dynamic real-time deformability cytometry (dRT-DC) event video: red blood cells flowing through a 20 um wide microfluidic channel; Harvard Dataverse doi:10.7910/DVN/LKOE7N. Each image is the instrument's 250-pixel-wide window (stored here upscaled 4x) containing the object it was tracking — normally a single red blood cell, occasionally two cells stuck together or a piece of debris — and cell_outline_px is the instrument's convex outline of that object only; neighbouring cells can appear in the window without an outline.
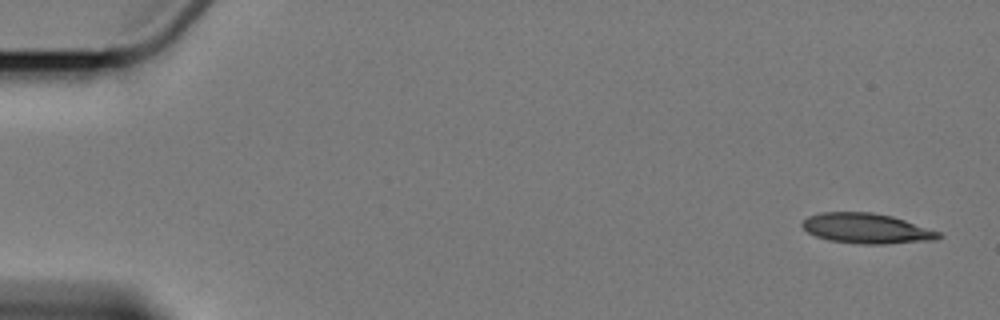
{"species": "Egyptian fruit bat (a non-hibernating species)", "species_latin": "Rousettus aegyptiacus", "temperature_condition": "cold", "stored_images_in_passage": 8, "camera_frame_rate_fps": 3000, "um_per_image_px": 0.085, "animal": {"sex": "female"}, "frame": {"image": 1, "passage_image": 1, "time_ms": 0.0, "image_size_px": [1000, 320], "cell_outline_px": [[944, 236], [936, 240], [884, 244], [860, 244], [828, 240], [816, 236], [808, 232], [800, 224], [808, 216], [820, 212], [872, 212], [892, 216], [940, 232]], "centroid_in_image_um": [73.66, 19.42], "position_along_channel_um": 11.3, "area_um2": 23.99}}
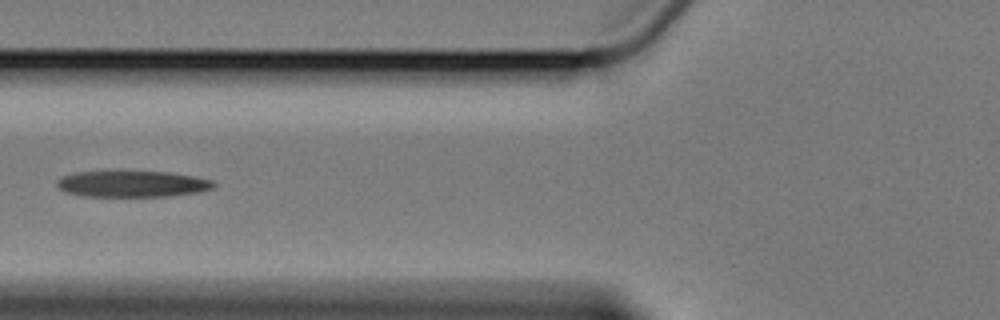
{"frame": {"image": 2, "passage_image": 7, "time_ms": 7.0, "image_size_px": [1000, 320], "cell_outline_px": [[216, 184], [212, 188], [200, 192], [168, 196], [84, 196], [64, 192], [56, 184], [56, 180], [64, 176], [76, 172], [168, 172], [192, 176], [212, 180]], "centroid_in_image_um": [11.24, 15.64], "position_along_channel_um": 114.6, "area_um2": 23.7}}
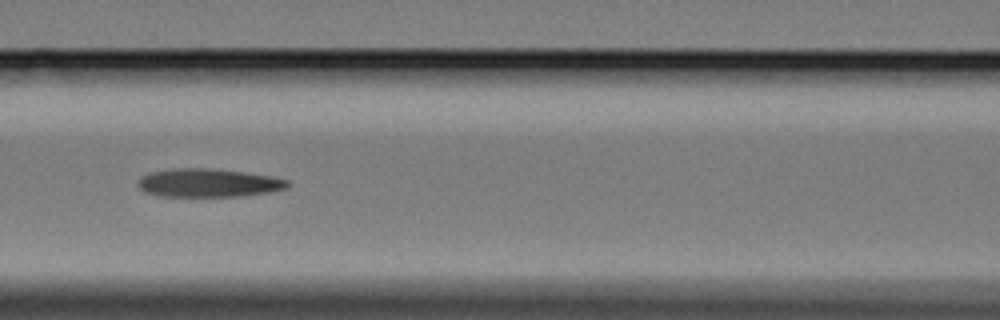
{"frame": {"image": 3, "passage_image": 8, "time_ms": 8.0, "image_size_px": [1000, 320], "cell_outline_px": [[288, 188], [272, 192], [240, 196], [164, 196], [144, 192], [136, 184], [140, 176], [148, 172], [172, 168], [208, 168], [244, 172], [268, 176], [288, 180]], "centroid_in_image_um": [17.66, 15.54], "position_along_channel_um": 148.9, "area_um2": 24.8}}